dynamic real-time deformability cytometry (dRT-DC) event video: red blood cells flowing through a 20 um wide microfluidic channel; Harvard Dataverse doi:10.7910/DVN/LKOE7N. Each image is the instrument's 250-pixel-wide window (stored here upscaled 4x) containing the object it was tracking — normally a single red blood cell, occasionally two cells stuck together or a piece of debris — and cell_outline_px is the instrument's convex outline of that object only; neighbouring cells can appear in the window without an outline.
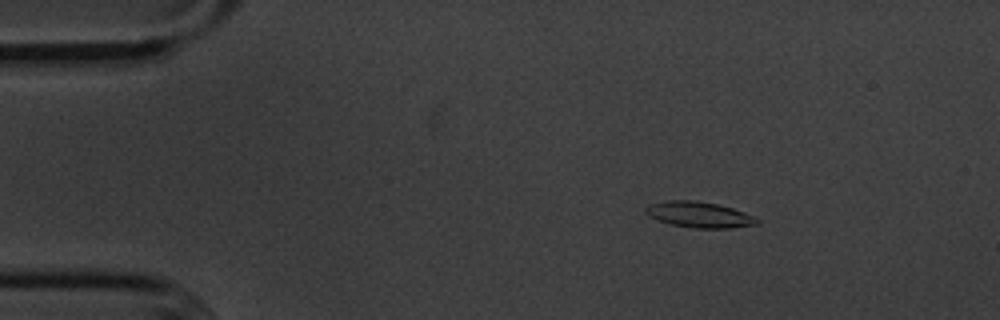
{"species": "common noctule bat (a hibernating species)", "species_latin": "Nyctalus noctula", "temperature_condition": "cold", "stored_images_in_passage": 56, "camera_frame_rate_fps": 3000, "um_per_image_px": 0.085, "animal": {"sex": "male", "body_mass_g": 20.1, "forearm_length_mm": 53.5}, "frame": {"image": 1, "passage_image": 9, "time_ms": 2.667, "image_size_px": [1000, 320], "cell_outline_px": [[760, 224], [732, 228], [692, 228], [672, 224], [648, 216], [644, 212], [644, 208], [648, 204], [664, 200], [696, 200], [716, 204], [732, 208], [756, 216], [760, 220]], "centroid_in_image_um": [59.44, 18.24], "position_along_channel_um": 25.6, "area_um2": 16.99}}
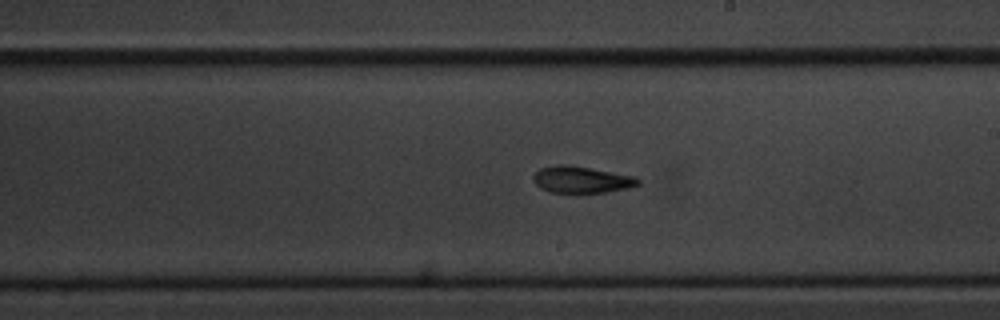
{"frame": {"image": 2, "passage_image": 32, "time_ms": 10.333, "image_size_px": [1000, 320], "cell_outline_px": [[640, 184], [628, 188], [604, 192], [548, 192], [540, 188], [532, 180], [532, 176], [540, 168], [556, 164], [568, 164], [636, 176], [640, 180]], "centroid_in_image_um": [49.41, 15.25], "position_along_channel_um": 239.6, "area_um2": 16.36}}
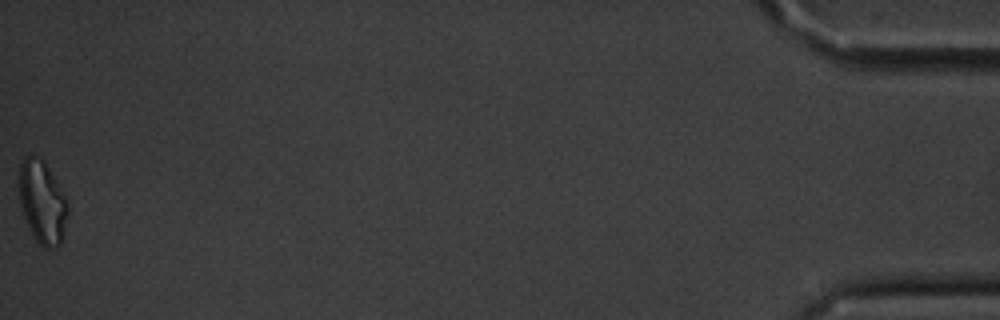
{"frame": {"image": 3, "passage_image": 56, "time_ms": 18.333, "image_size_px": [1000, 320], "cell_outline_px": [[68, 216], [60, 248], [48, 252], [32, 236], [28, 228], [20, 204], [20, 164], [24, 156], [40, 156], [44, 160], [64, 196], [68, 208]], "centroid_in_image_um": [3.61, 17.26], "position_along_channel_um": 431.6, "area_um2": 23.7}, "authors_computed_cell_mechanics": {"area_um2": 16.3863, "velocity_mm_per_s": 3.6051, "shape_relaxation_time_tau1_ms": 2.0798, "shape_relaxation_time_tau2_ms": 3.8272, "deformation_change_tau1": 0.133, "deformation_change_tau2": 0.1335}}